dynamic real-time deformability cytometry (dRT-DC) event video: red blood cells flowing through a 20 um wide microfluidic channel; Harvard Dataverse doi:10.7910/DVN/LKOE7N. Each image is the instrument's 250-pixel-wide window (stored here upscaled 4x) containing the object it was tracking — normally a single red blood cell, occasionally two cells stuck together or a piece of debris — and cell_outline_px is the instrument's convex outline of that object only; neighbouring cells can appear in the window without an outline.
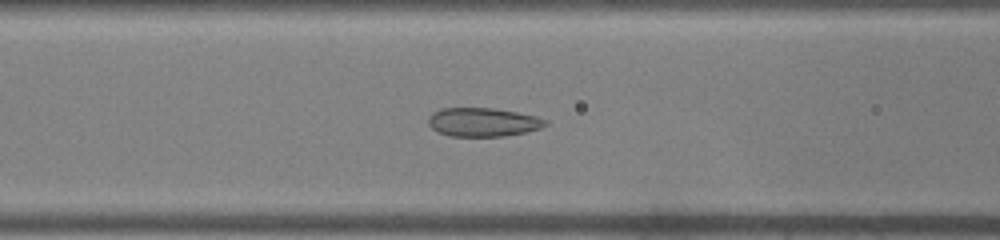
{"species": "common noctule bat (a hibernating species)", "species_latin": "Nyctalus noctula", "temperature_condition": "warm", "stored_images_in_passage": 45, "camera_frame_rate_fps": 3000, "um_per_image_px": 0.085, "animal": {"sex": "male", "body_mass_g": 19.0, "forearm_length_mm": 50.8}, "frame": {"image": 1, "passage_image": 19, "time_ms": 6.0, "image_size_px": [1000, 240], "cell_outline_px": [[548, 124], [540, 128], [524, 132], [504, 136], [448, 136], [432, 128], [428, 124], [428, 116], [432, 112], [440, 108], [492, 108], [516, 112], [536, 116], [548, 120]], "centroid_in_image_um": [41.03, 10.37], "position_along_channel_um": 125.6, "area_um2": 19.59}}
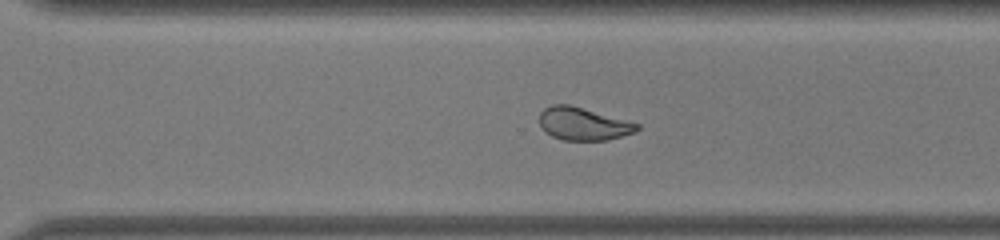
{"frame": {"image": 2, "passage_image": 32, "time_ms": 10.333, "image_size_px": [1000, 240], "cell_outline_px": [[640, 128], [636, 132], [608, 140], [564, 140], [552, 136], [544, 132], [540, 124], [540, 112], [544, 108], [552, 104], [568, 104], [640, 124]], "centroid_in_image_um": [49.56, 10.53], "position_along_channel_um": 321.0, "area_um2": 18.55}}
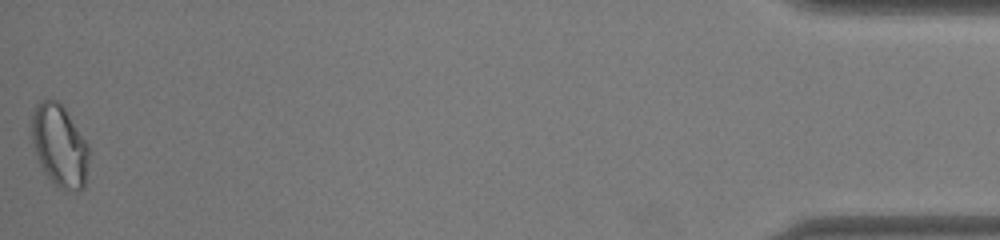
{"frame": {"image": 3, "passage_image": 45, "time_ms": 14.667, "image_size_px": [1000, 240], "cell_outline_px": [[88, 160], [84, 188], [76, 192], [64, 192], [48, 176], [40, 164], [32, 140], [32, 116], [36, 104], [40, 100], [56, 100], [64, 108], [88, 144]], "centroid_in_image_um": [5.07, 12.41], "position_along_channel_um": 430.1, "area_um2": 26.99}}